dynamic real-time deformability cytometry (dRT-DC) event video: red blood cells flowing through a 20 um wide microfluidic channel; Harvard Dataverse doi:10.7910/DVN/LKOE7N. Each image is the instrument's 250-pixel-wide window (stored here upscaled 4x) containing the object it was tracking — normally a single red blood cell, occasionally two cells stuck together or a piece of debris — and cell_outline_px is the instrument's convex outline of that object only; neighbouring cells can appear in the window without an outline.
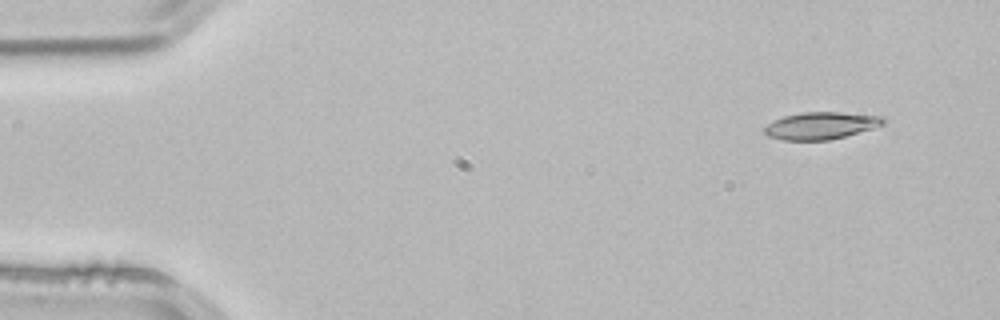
{"species": "common noctule bat (a hibernating species)", "species_latin": "Nyctalus noctula", "temperature_condition": "room temperature", "stored_images_in_passage": 3, "segment_of_instrument_passage": [1, 2], "camera_frame_rate_fps": 3000, "um_per_image_px": 0.085, "animal": {"sex": "male", "body_mass_g": 21.5, "forearm_length_mm": 52.0}, "frame": {"image": 1, "passage_image": 1, "time_ms": 0.0, "image_size_px": [1000, 320], "cell_outline_px": [[884, 124], [872, 128], [844, 136], [828, 140], [784, 140], [768, 136], [764, 132], [764, 128], [772, 120], [784, 116], [804, 112], [840, 112], [884, 116]], "centroid_in_image_um": [69.76, 10.67], "position_along_channel_um": 15.2, "area_um2": 18.67}}